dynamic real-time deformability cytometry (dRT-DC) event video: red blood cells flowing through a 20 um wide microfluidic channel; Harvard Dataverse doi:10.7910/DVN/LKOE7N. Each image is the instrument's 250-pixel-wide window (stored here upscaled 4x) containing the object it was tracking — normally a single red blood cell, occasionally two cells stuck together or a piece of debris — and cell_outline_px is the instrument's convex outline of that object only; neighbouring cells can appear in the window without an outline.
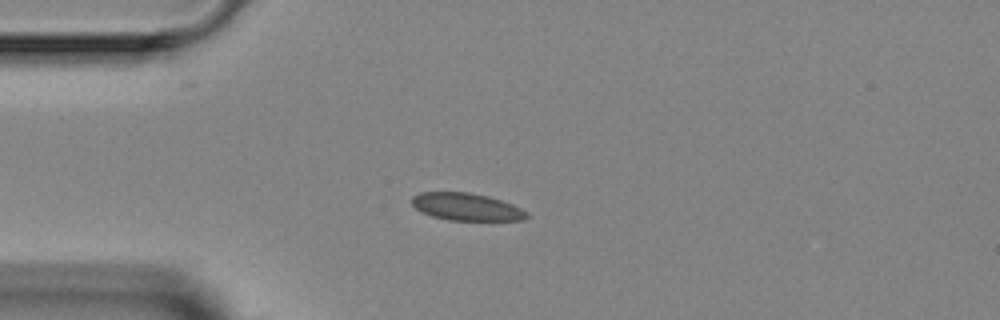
{"species": "Egyptian fruit bat (a non-hibernating species)", "species_latin": "Rousettus aegyptiacus", "temperature_condition": "room temperature", "stored_images_in_passage": 4, "camera_frame_rate_fps": 3000, "um_per_image_px": 0.085, "animal": {"sex": "female"}, "frame": {"image": 1, "passage_image": 4, "time_ms": 3.333, "image_size_px": [1000, 320], "cell_outline_px": [[528, 216], [524, 220], [448, 220], [432, 216], [420, 212], [412, 204], [412, 196], [420, 192], [468, 192], [488, 196], [512, 204], [528, 212]], "centroid_in_image_um": [39.63, 17.58], "position_along_channel_um": 45.4, "area_um2": 18.32}}